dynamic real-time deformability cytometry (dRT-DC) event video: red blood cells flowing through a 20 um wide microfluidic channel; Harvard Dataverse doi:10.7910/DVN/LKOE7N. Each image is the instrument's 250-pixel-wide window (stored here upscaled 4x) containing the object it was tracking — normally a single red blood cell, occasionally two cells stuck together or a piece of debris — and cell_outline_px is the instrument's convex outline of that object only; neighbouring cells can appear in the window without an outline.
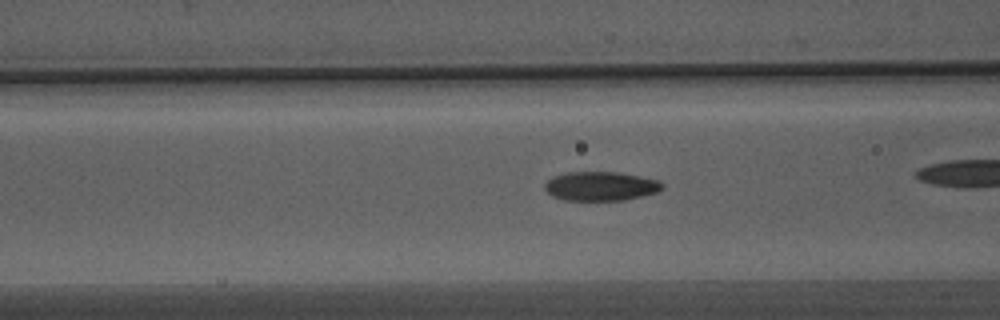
{"species": "Egyptian fruit bat (a non-hibernating species)", "species_latin": "Rousettus aegyptiacus", "temperature_condition": "warm", "stored_images_in_passage": 28, "camera_frame_rate_fps": 3000, "um_per_image_px": 0.085, "animal": {"sex": "male"}, "frame": {"image": 1, "passage_image": 6, "time_ms": 1.667, "image_size_px": [1000, 320], "cell_outline_px": [[664, 188], [660, 192], [624, 200], [564, 200], [552, 196], [544, 188], [544, 184], [552, 176], [568, 172], [616, 172], [660, 180], [664, 184]], "centroid_in_image_um": [51.08, 15.82], "position_along_channel_um": 115.5, "area_um2": 20.06}}
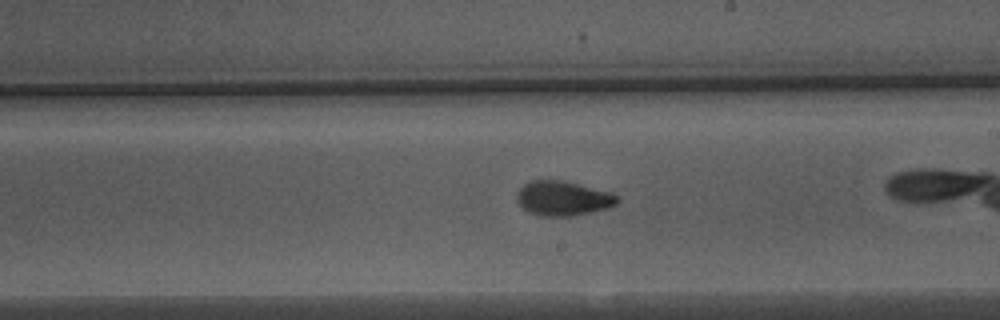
{"frame": {"image": 2, "passage_image": 16, "time_ms": 5.0, "image_size_px": [1000, 320], "cell_outline_px": [[620, 200], [616, 204], [608, 208], [572, 216], [540, 216], [528, 212], [516, 200], [516, 196], [520, 188], [524, 184], [532, 180], [560, 180], [612, 192]], "centroid_in_image_um": [47.85, 16.86], "position_along_channel_um": 241.2, "area_um2": 20.17}}
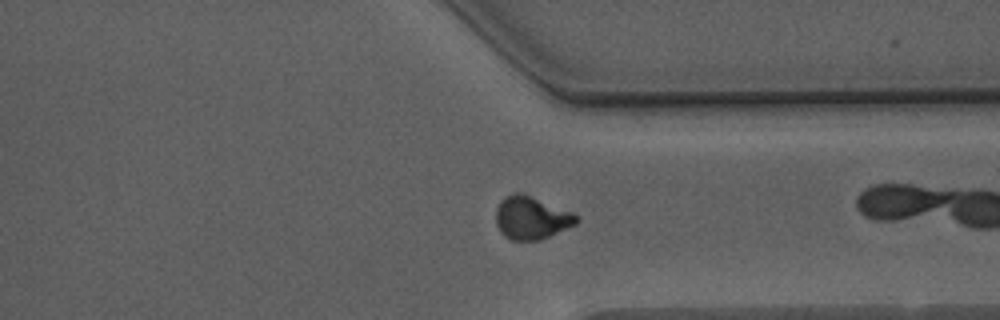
{"frame": {"image": 3, "passage_image": 26, "time_ms": 8.333, "image_size_px": [1000, 320], "cell_outline_px": [[580, 220], [576, 224], [540, 240], [512, 240], [504, 236], [500, 232], [496, 224], [496, 208], [500, 200], [504, 196], [516, 192], [520, 192], [572, 212]], "centroid_in_image_um": [45.13, 18.51], "position_along_channel_um": 366.3, "area_um2": 20.06}}